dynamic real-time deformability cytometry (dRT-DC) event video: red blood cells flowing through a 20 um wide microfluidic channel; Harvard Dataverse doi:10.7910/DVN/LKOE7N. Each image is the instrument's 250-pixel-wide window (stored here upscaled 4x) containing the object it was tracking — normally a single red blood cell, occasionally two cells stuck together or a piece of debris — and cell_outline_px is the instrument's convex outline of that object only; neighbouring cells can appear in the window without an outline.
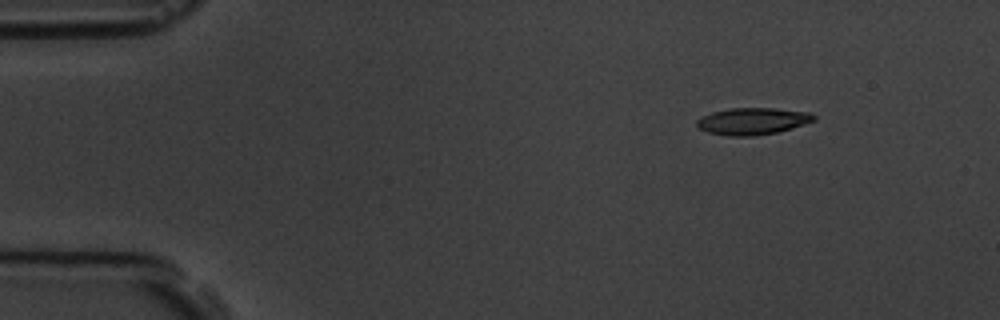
{"species": "common noctule bat (a hibernating species)", "species_latin": "Nyctalus noctula", "temperature_condition": "room temperature", "stored_images_in_passage": 50, "camera_frame_rate_fps": 3000, "um_per_image_px": 0.085, "animal": {"sex": "male", "body_mass_g": 19.5, "forearm_length_mm": 54.6}, "frame": {"image": 1, "passage_image": 1, "time_ms": 0.0, "image_size_px": [1000, 320], "cell_outline_px": [[816, 120], [792, 128], [776, 132], [752, 136], [728, 136], [708, 132], [696, 128], [696, 120], [700, 116], [712, 112], [732, 108], [776, 108], [808, 112], [816, 116]], "centroid_in_image_um": [63.93, 10.3], "position_along_channel_um": 21.1, "area_um2": 18.44}}
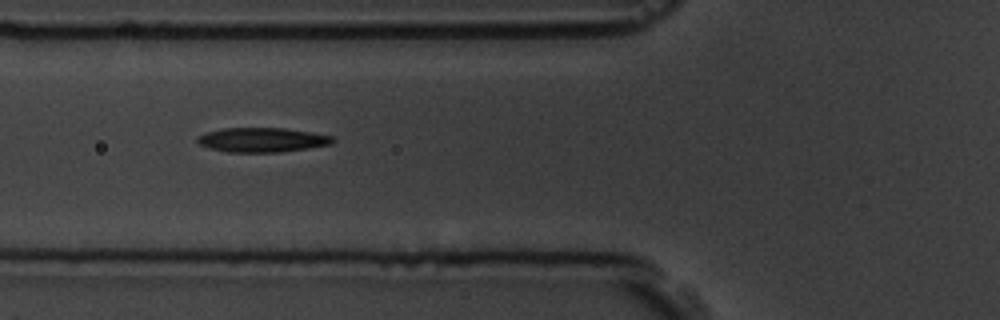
{"frame": {"image": 2, "passage_image": 15, "time_ms": 4.667, "image_size_px": [1000, 320], "cell_outline_px": [[336, 140], [332, 144], [308, 148], [280, 152], [228, 152], [208, 148], [200, 144], [196, 140], [196, 136], [204, 132], [224, 128], [284, 128], [312, 132], [332, 136]], "centroid_in_image_um": [22.26, 11.88], "position_along_channel_um": 103.5, "area_um2": 19.42}}
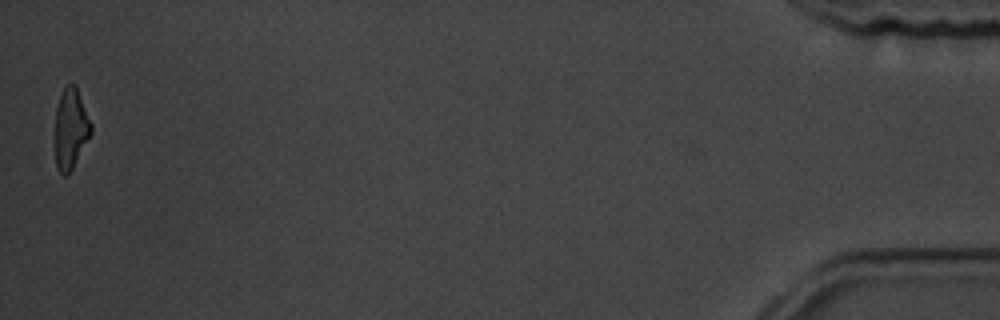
{"frame": {"image": 3, "passage_image": 50, "time_ms": 16.333, "image_size_px": [1000, 320], "cell_outline_px": [[92, 132], [72, 168], [64, 176], [56, 168], [56, 108], [60, 92], [68, 84], [76, 84], [92, 124]], "centroid_in_image_um": [6.02, 10.88], "position_along_channel_um": 429.2, "area_um2": 16.7}, "authors_computed_cell_mechanics": {"area_um2": 18.6405, "velocity_mm_per_s": 3.6124, "shape_relaxation_time_tau1_ms": 3.8323, "shape_relaxation_time_tau2_ms": 3.4145, "deformation_change_tau1": 0.1336, "deformation_change_tau2": 0.118}}